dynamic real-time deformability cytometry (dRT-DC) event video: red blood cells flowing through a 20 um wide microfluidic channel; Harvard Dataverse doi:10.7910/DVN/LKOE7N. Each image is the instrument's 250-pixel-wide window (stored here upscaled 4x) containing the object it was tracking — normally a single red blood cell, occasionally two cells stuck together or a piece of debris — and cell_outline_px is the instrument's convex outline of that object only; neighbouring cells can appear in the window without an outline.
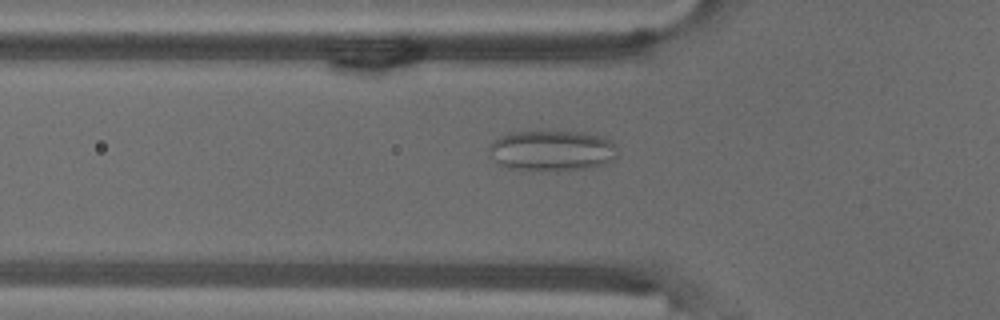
{"species": "common noctule bat (a hibernating species)", "species_latin": "Nyctalus noctula", "temperature_condition": "warm", "stored_images_in_passage": 43, "camera_frame_rate_fps": 3000, "um_per_image_px": 0.085, "animal": {"sex": "male", "body_mass_g": 18.8}, "frame": {"image": 1, "passage_image": 6, "time_ms": 1.667, "image_size_px": [1000, 320], "cell_outline_px": [[616, 156], [612, 160], [604, 164], [592, 168], [568, 172], [556, 172], [508, 168], [496, 164], [488, 152], [488, 148], [492, 140], [500, 136], [512, 132], [584, 132], [604, 136], [612, 140], [616, 152]], "centroid_in_image_um": [46.9, 12.84], "position_along_channel_um": 78.9, "area_um2": 31.21}}
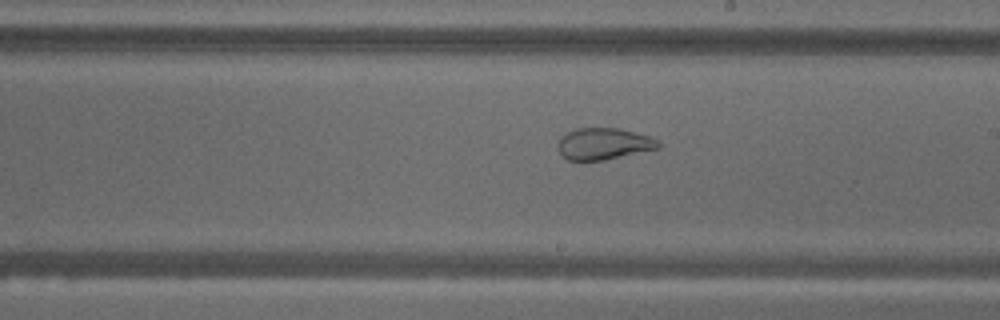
{"frame": {"image": 2, "passage_image": 19, "time_ms": 6.0, "image_size_px": [1000, 320], "cell_outline_px": [[660, 148], [604, 160], [568, 160], [560, 152], [560, 140], [568, 132], [576, 128], [620, 128], [652, 136], [660, 140]], "centroid_in_image_um": [51.41, 12.21], "position_along_channel_um": 237.6, "area_um2": 18.38}}
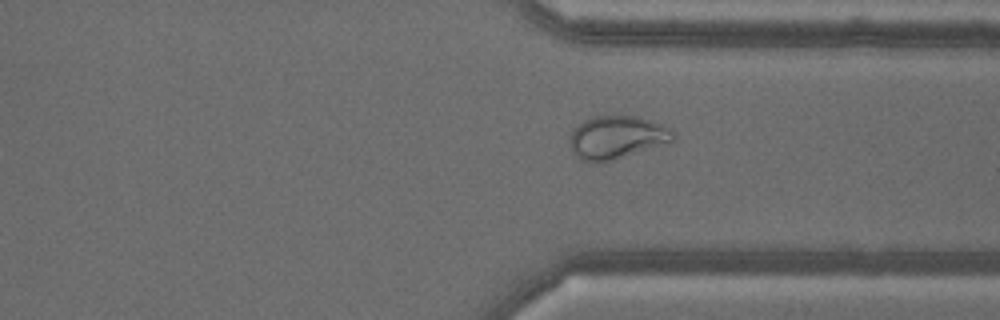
{"frame": {"image": 3, "passage_image": 29, "time_ms": 9.333, "image_size_px": [1000, 320], "cell_outline_px": [[676, 136], [668, 144], [604, 164], [592, 164], [580, 160], [572, 152], [572, 128], [584, 120], [592, 116], [640, 116], [660, 124], [676, 132]], "centroid_in_image_um": [52.45, 11.72], "position_along_channel_um": 358.9, "area_um2": 26.65}, "authors_computed_cell_mechanics": {"area_um2": 25.9522, "velocity_mm_per_s": 3.6532, "shape_relaxation_time_tau1_ms": null, "shape_relaxation_time_tau2_ms": 0.8813, "deformation_change_tau1": null, "deformation_change_tau2": 0.0748}}